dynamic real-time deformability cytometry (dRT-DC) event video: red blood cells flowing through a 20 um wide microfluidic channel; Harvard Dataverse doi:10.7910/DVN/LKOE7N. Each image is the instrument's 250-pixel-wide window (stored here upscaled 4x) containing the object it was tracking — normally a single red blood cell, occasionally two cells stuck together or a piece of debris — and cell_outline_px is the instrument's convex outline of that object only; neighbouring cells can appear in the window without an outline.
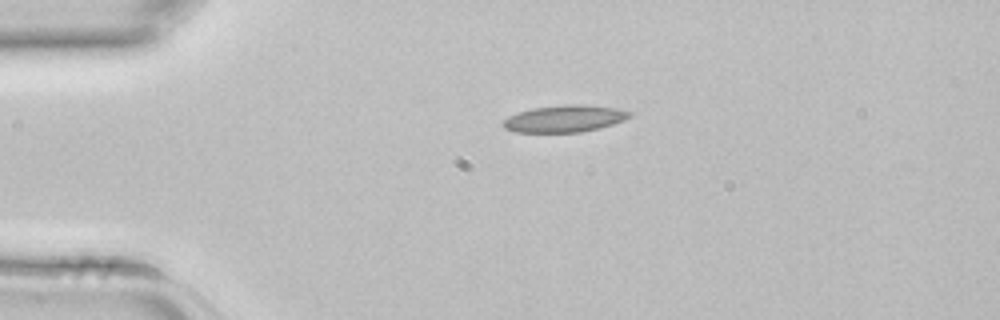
{"species": "common noctule bat (a hibernating species)", "species_latin": "Nyctalus noctula", "temperature_condition": "room temperature", "stored_images_in_passage": 2, "camera_frame_rate_fps": 3000, "um_per_image_px": 0.085, "animal": {"sex": "female", "body_mass_g": 22.7, "forearm_length_mm": 54.2}, "frame": {"image": 1, "passage_image": 1, "time_ms": 0.0, "image_size_px": [1000, 320], "cell_outline_px": [[632, 116], [624, 120], [612, 124], [580, 132], [516, 132], [504, 128], [504, 120], [508, 116], [532, 108], [564, 104], [584, 104], [620, 108], [632, 112]], "centroid_in_image_um": [48.03, 10.07], "position_along_channel_um": 37.0, "area_um2": 19.83}}